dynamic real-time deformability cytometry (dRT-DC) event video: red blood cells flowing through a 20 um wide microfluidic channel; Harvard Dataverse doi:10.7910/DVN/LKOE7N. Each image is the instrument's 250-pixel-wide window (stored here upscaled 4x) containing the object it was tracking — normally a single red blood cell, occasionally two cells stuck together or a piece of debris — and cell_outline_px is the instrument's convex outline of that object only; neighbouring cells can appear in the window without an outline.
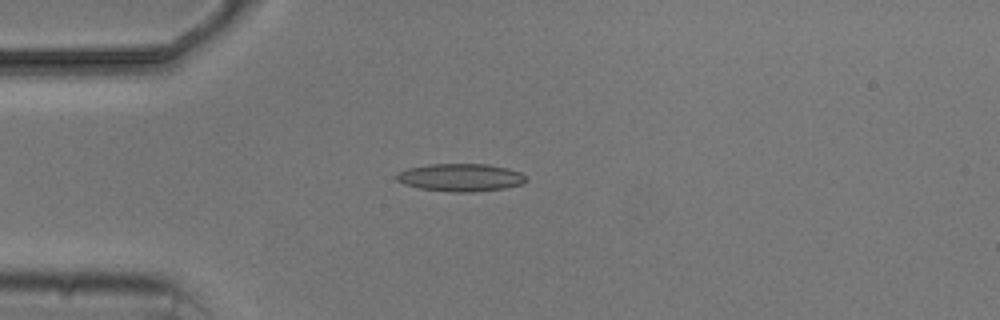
{"species": "common noctule bat (a hibernating species)", "species_latin": "Nyctalus noctula", "temperature_condition": "cold", "stored_images_in_passage": 6, "camera_frame_rate_fps": 3000, "um_per_image_px": 0.085, "animal": {"sex": "male", "body_mass_g": 20.5, "forearm_length_mm": 52.5}, "frame": {"image": 1, "passage_image": 4, "time_ms": 3.667, "image_size_px": [1000, 320], "cell_outline_px": [[528, 180], [524, 184], [504, 188], [476, 192], [452, 192], [420, 188], [404, 184], [396, 180], [396, 176], [400, 172], [408, 168], [428, 164], [488, 164], [508, 168], [520, 172]], "centroid_in_image_um": [39.18, 15.09], "position_along_channel_um": 45.8, "area_um2": 20.98}}
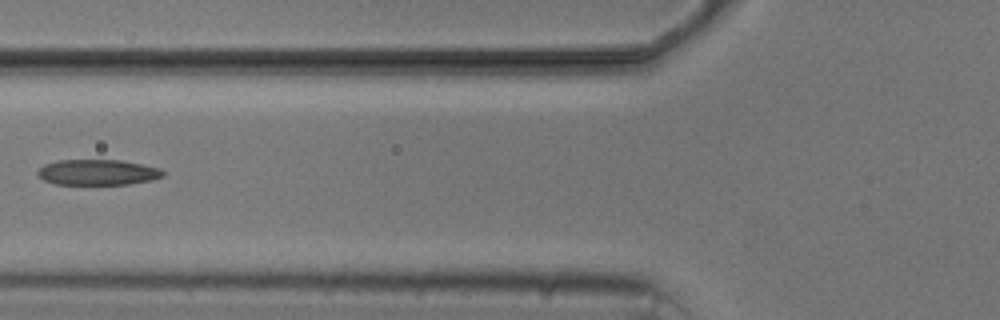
{"frame": {"image": 2, "passage_image": 6, "time_ms": 6.0, "image_size_px": [1000, 320], "cell_outline_px": [[164, 176], [152, 180], [128, 184], [56, 184], [44, 180], [36, 176], [36, 172], [44, 164], [60, 160], [120, 160], [160, 168], [164, 172]], "centroid_in_image_um": [8.28, 14.65], "position_along_channel_um": 117.5, "area_um2": 18.67}}